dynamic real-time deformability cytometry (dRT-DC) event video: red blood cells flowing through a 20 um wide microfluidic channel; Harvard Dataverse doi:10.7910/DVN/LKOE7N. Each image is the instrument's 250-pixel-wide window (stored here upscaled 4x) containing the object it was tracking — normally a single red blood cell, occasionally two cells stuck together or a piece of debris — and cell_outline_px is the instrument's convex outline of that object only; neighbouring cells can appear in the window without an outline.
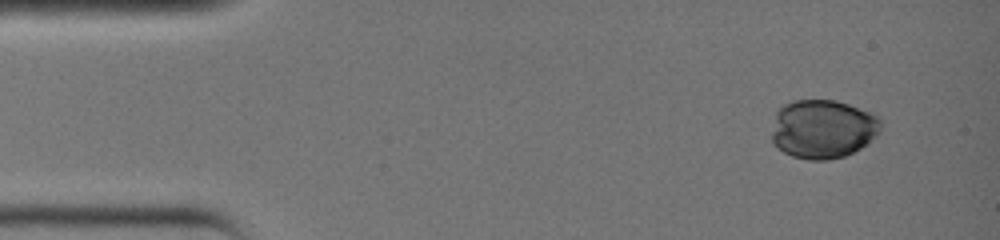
{"species": "common noctule bat (a hibernating species)", "species_latin": "Nyctalus noctula", "temperature_condition": "warm", "stored_images_in_passage": 35, "camera_frame_rate_fps": 3000, "um_per_image_px": 0.085, "animal": {"sex": "female", "body_mass_g": 19.0, "forearm_length_mm": 51.5}, "frame": {"image": 1, "passage_image": 4, "time_ms": 1.0, "image_size_px": [1000, 240], "cell_outline_px": [[876, 132], [860, 148], [844, 156], [828, 160], [812, 160], [792, 156], [784, 152], [772, 140], [772, 136], [776, 116], [780, 108], [784, 104], [796, 100], [832, 100], [848, 104], [868, 112], [876, 120]], "centroid_in_image_um": [69.85, 10.97], "position_along_channel_um": 15.2, "area_um2": 36.01}}